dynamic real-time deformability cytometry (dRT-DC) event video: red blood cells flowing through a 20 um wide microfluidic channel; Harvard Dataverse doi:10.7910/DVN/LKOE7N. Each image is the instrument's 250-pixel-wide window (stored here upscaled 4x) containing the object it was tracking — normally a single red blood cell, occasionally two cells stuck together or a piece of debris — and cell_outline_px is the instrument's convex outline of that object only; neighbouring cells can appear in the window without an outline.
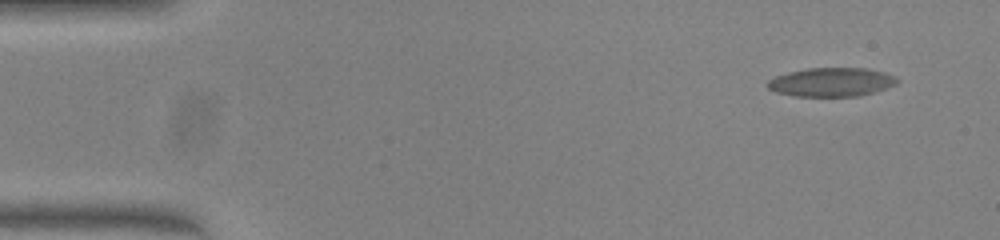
{"species": "common noctule bat (a hibernating species)", "species_latin": "Nyctalus noctula", "temperature_condition": "warm", "stored_images_in_passage": 49, "camera_frame_rate_fps": 3000, "um_per_image_px": 0.085, "animal": {"sex": "female", "body_mass_g": 23.0, "forearm_length_mm": 53.4}, "frame": {"image": 1, "passage_image": 1, "time_ms": 0.0, "image_size_px": [1000, 240], "cell_outline_px": [[900, 80], [896, 84], [888, 88], [860, 96], [796, 96], [776, 92], [768, 88], [768, 80], [776, 76], [788, 72], [808, 68], [864, 68], [884, 72], [896, 76]], "centroid_in_image_um": [70.71, 6.98], "position_along_channel_um": 14.3, "area_um2": 21.79}}
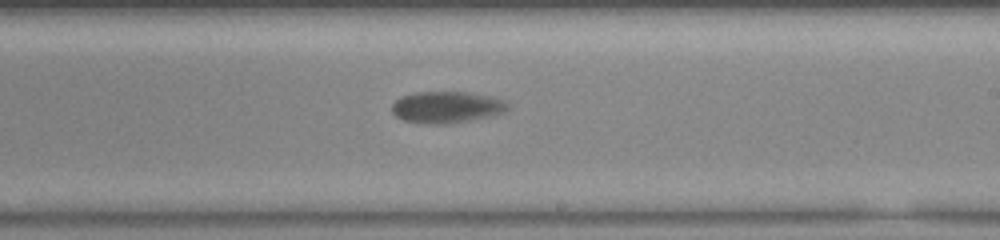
{"frame": {"image": 2, "passage_image": 28, "time_ms": 9.0, "image_size_px": [1000, 240], "cell_outline_px": [[508, 108], [504, 112], [468, 120], [448, 124], [432, 124], [404, 120], [396, 116], [392, 112], [392, 104], [400, 96], [416, 92], [468, 92], [488, 96], [504, 100], [508, 104]], "centroid_in_image_um": [37.92, 9.1], "position_along_channel_um": 251.1, "area_um2": 21.04}}
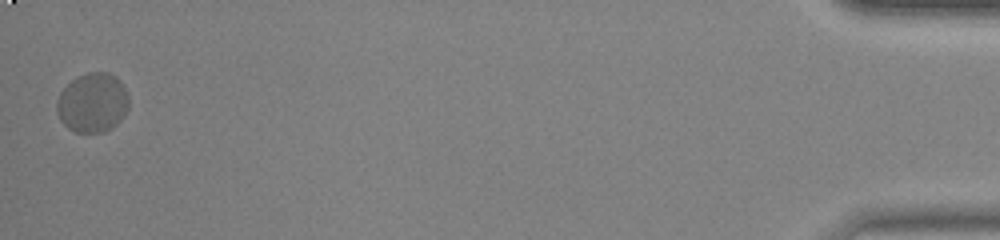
{"frame": {"image": 3, "passage_image": 49, "time_ms": 16.0, "image_size_px": [1000, 240], "cell_outline_px": [[128, 108], [124, 116], [112, 128], [104, 132], [76, 132], [68, 128], [60, 120], [56, 112], [56, 100], [60, 92], [72, 80], [88, 72], [108, 72], [116, 76], [120, 80], [128, 96]], "centroid_in_image_um": [7.86, 8.73], "position_along_channel_um": 427.3, "area_um2": 25.03}, "authors_computed_cell_mechanics": {"area_um2": 21.7328, "velocity_mm_per_s": 3.9031, "shape_relaxation_time_tau1_ms": 8.2646, "shape_relaxation_time_tau2_ms": null, "deformation_change_tau1": 0.2145, "deformation_change_tau2": null}}